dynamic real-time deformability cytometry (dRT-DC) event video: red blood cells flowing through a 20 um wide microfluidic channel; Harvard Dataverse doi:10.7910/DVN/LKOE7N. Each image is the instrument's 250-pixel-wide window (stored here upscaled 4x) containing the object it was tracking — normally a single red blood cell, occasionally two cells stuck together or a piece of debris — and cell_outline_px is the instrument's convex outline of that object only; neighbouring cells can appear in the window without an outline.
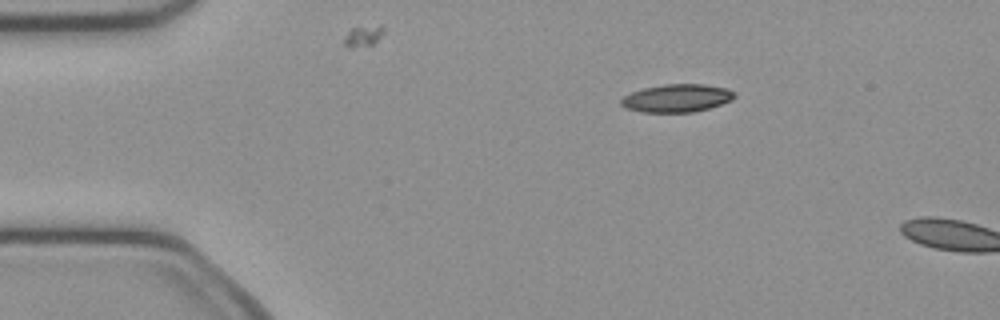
{"species": "common noctule bat (a hibernating species)", "species_latin": "Nyctalus noctula", "temperature_condition": "cold", "stored_images_in_passage": 3, "camera_frame_rate_fps": 3000, "um_per_image_px": 0.085, "animal": {"sex": "female", "body_mass_g": 21.9}, "frame": {"image": 1, "passage_image": 1, "time_ms": 0.0, "image_size_px": [1000, 320], "cell_outline_px": [[736, 96], [732, 100], [708, 108], [692, 112], [640, 112], [624, 108], [620, 104], [620, 100], [624, 96], [632, 92], [644, 88], [664, 84], [704, 84], [728, 88], [736, 92]], "centroid_in_image_um": [57.53, 8.34], "position_along_channel_um": 27.5, "area_um2": 18.55}}